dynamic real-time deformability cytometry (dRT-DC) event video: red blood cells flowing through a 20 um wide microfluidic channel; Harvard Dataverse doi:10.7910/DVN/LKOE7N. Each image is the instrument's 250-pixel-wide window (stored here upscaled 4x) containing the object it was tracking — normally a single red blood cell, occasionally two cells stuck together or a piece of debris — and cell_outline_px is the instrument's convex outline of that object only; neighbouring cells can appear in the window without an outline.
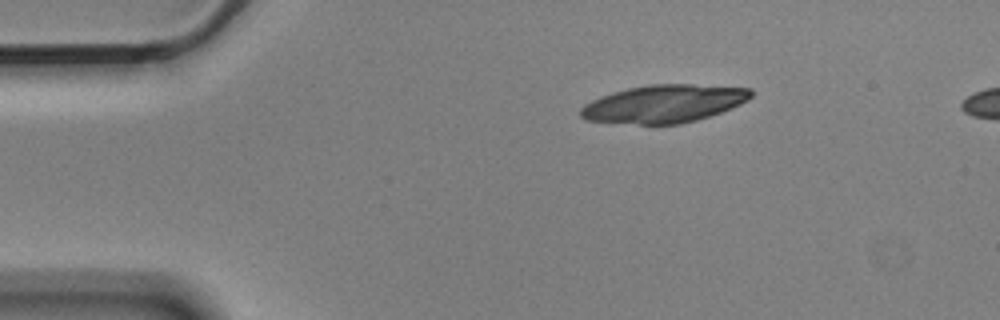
{"species": "Egyptian fruit bat (a non-hibernating species)", "species_latin": "Rousettus aegyptiacus", "temperature_condition": "cold", "stored_images_in_passage": 4, "segment_of_instrument_passage": [1, 2], "camera_frame_rate_fps": 3000, "um_per_image_px": 0.085, "animal": {"sex": "male"}, "frame": {"image": 1, "passage_image": 1, "time_ms": 0.0, "image_size_px": [1000, 320], "cell_outline_px": [[752, 96], [748, 100], [732, 108], [696, 120], [680, 124], [640, 124], [588, 120], [580, 116], [580, 108], [584, 104], [600, 96], [612, 92], [628, 88], [648, 84], [692, 84], [752, 88]], "centroid_in_image_um": [56.44, 8.8], "position_along_channel_um": 28.6, "area_um2": 37.51}}